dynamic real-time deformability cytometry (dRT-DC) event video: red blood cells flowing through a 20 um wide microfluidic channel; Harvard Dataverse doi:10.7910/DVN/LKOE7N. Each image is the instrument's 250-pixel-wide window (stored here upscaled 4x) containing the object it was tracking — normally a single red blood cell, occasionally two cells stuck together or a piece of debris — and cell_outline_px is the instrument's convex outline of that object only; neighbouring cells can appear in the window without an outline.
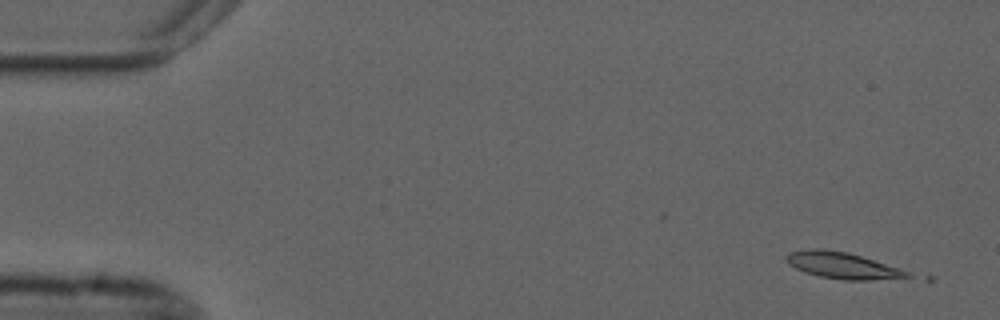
{"species": "common noctule bat (a hibernating species)", "species_latin": "Nyctalus noctula", "temperature_condition": "cold", "stored_images_in_passage": 4, "camera_frame_rate_fps": 3000, "um_per_image_px": 0.085, "animal": {"sex": "male", "forearm_length_mm": 52.5}, "frame": {"image": 1, "passage_image": 3, "time_ms": 0.667, "image_size_px": [1000, 320], "cell_outline_px": [[916, 276], [872, 280], [844, 280], [820, 276], [804, 272], [788, 264], [784, 260], [784, 256], [788, 252], [808, 248], [820, 248], [848, 252], [908, 272]], "centroid_in_image_um": [71.5, 22.55], "position_along_channel_um": 13.5, "area_um2": 18.5}}